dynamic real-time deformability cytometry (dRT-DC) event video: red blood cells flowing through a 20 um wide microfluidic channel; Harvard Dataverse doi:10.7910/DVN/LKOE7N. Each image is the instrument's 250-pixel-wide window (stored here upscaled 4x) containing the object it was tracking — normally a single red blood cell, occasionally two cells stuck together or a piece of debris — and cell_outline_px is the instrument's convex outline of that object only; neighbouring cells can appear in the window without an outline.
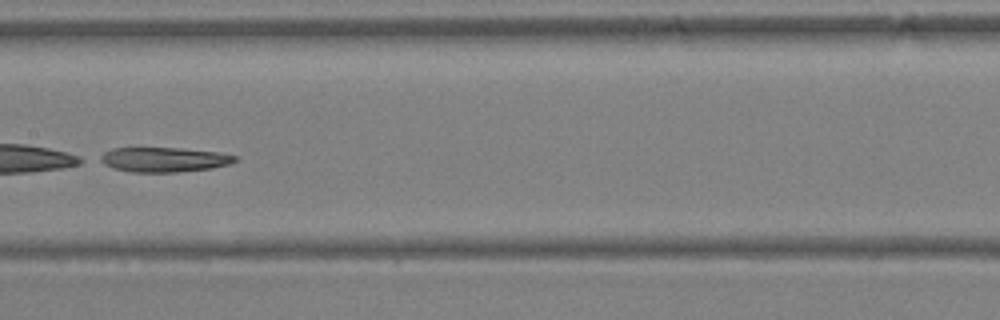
{"species": "Egyptian fruit bat (a non-hibernating species)", "species_latin": "Rousettus aegyptiacus", "temperature_condition": "warm", "stored_images_in_passage": 46, "segment_of_instrument_passage": [2, 2], "camera_frame_rate_fps": 3000, "um_per_image_px": 0.085, "animal": {"sex": "female"}, "frame": {"image": 1, "passage_image": 24, "time_ms": 7.667, "image_size_px": [1000, 320], "cell_outline_px": [[236, 160], [228, 164], [212, 168], [176, 172], [132, 172], [112, 168], [96, 160], [96, 156], [112, 148], [180, 148], [216, 152], [236, 156]], "centroid_in_image_um": [13.83, 13.56], "position_along_channel_um": 193.6, "area_um2": 19.42}}
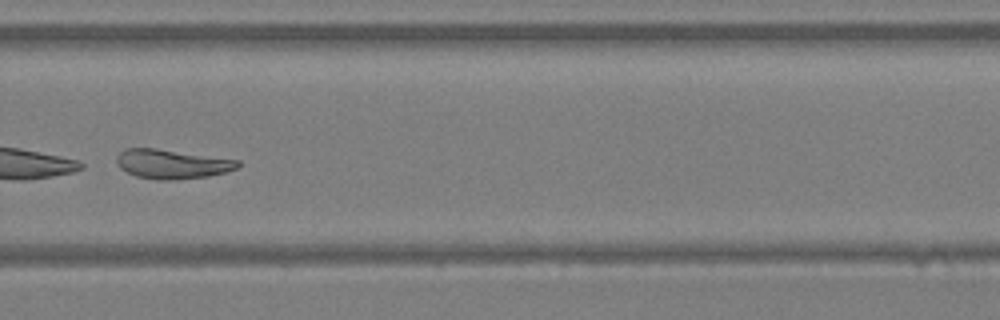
{"frame": {"image": 2, "passage_image": 32, "time_ms": 10.333, "image_size_px": [1000, 320], "cell_outline_px": [[240, 164], [236, 168], [224, 172], [208, 176], [172, 180], [156, 180], [136, 176], [120, 168], [116, 164], [116, 156], [124, 148], [156, 148], [240, 160]], "centroid_in_image_um": [14.58, 13.93], "position_along_channel_um": 315.2, "area_um2": 20.69}}
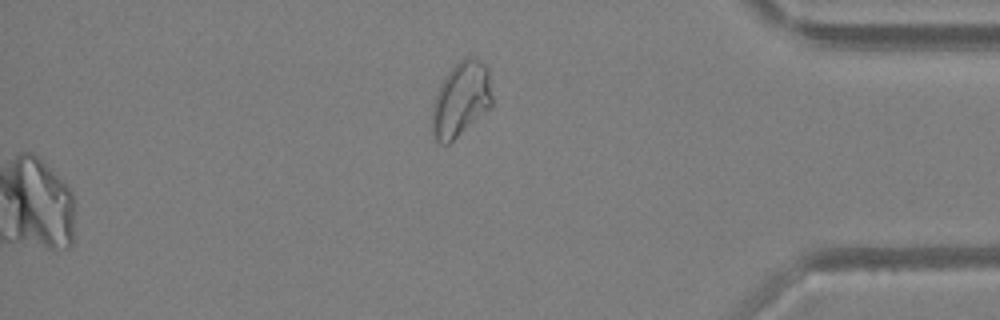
{"frame": {"image": 3, "passage_image": 46, "time_ms": 15.0, "image_size_px": [1000, 320], "cell_outline_px": [[492, 108], [448, 144], [440, 144], [432, 140], [432, 104], [440, 84], [444, 76], [464, 56], [476, 56], [488, 64], [492, 96]], "centroid_in_image_um": [39.2, 8.43], "position_along_channel_um": 396.0, "area_um2": 26.93}}